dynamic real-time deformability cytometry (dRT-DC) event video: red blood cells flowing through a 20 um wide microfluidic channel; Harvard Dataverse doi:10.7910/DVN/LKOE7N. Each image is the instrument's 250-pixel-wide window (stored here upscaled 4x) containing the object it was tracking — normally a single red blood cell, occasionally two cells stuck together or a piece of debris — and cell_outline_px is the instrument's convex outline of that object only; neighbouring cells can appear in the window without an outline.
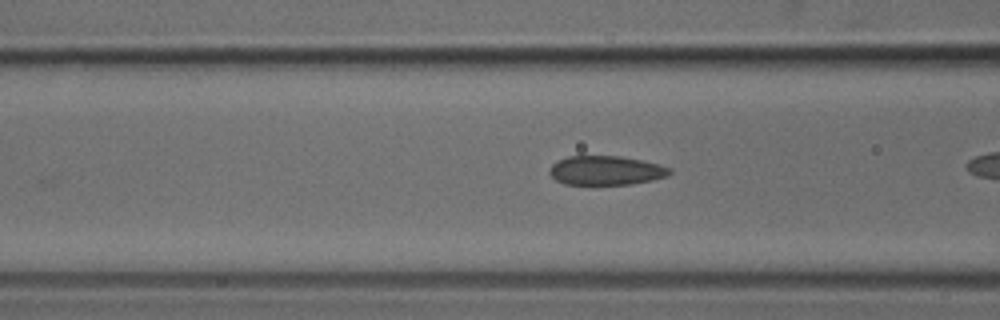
{"species": "common noctule bat (a hibernating species)", "species_latin": "Nyctalus noctula", "temperature_condition": "cold", "stored_images_in_passage": 20, "camera_frame_rate_fps": 3000, "um_per_image_px": 0.085, "animal": {"sex": "male", "body_mass_g": 18.8}, "frame": {"image": 1, "passage_image": 6, "time_ms": 1.667, "image_size_px": [1000, 320], "cell_outline_px": [[672, 172], [668, 176], [652, 180], [632, 184], [564, 184], [556, 180], [548, 172], [552, 164], [556, 160], [568, 156], [620, 156], [660, 164], [672, 168]], "centroid_in_image_um": [51.51, 14.48], "position_along_channel_um": 115.1, "area_um2": 20.52}}
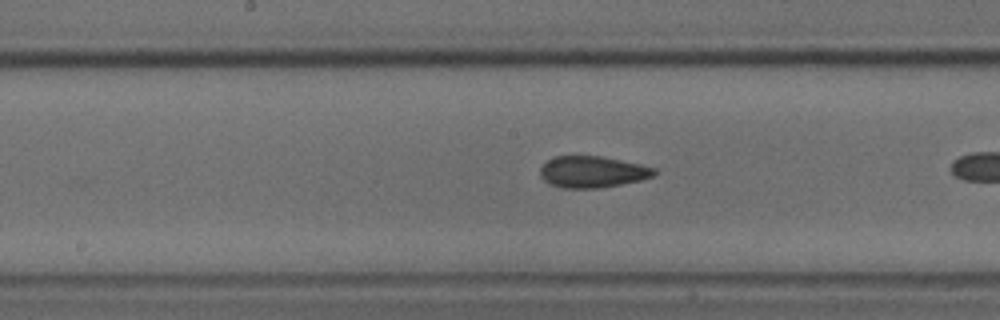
{"frame": {"image": 2, "passage_image": 12, "time_ms": 3.667, "image_size_px": [1000, 320], "cell_outline_px": [[656, 172], [652, 176], [640, 180], [620, 184], [596, 188], [564, 188], [548, 184], [540, 176], [540, 168], [548, 160], [556, 156], [600, 156], [640, 164], [656, 168]], "centroid_in_image_um": [50.32, 14.61], "position_along_channel_um": 197.9, "area_um2": 20.75}}
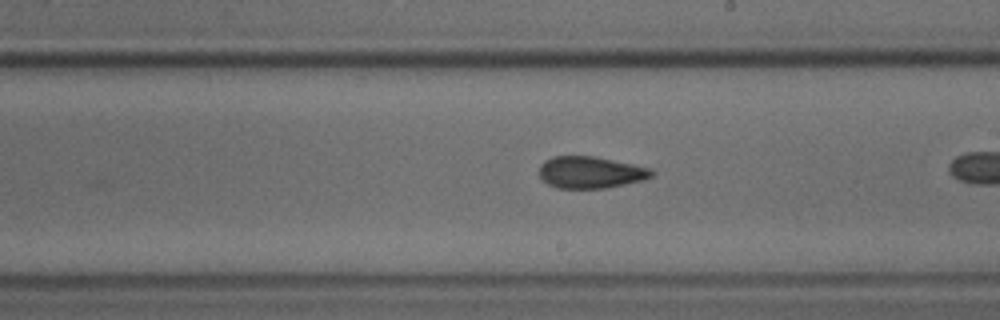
{"frame": {"image": 3, "passage_image": 15, "time_ms": 4.667, "image_size_px": [1000, 320], "cell_outline_px": [[656, 172], [652, 176], [644, 180], [608, 188], [556, 188], [548, 184], [540, 176], [540, 164], [544, 160], [552, 156], [592, 156], [652, 168]], "centroid_in_image_um": [50.21, 14.65], "position_along_channel_um": 238.8, "area_um2": 20.92}}